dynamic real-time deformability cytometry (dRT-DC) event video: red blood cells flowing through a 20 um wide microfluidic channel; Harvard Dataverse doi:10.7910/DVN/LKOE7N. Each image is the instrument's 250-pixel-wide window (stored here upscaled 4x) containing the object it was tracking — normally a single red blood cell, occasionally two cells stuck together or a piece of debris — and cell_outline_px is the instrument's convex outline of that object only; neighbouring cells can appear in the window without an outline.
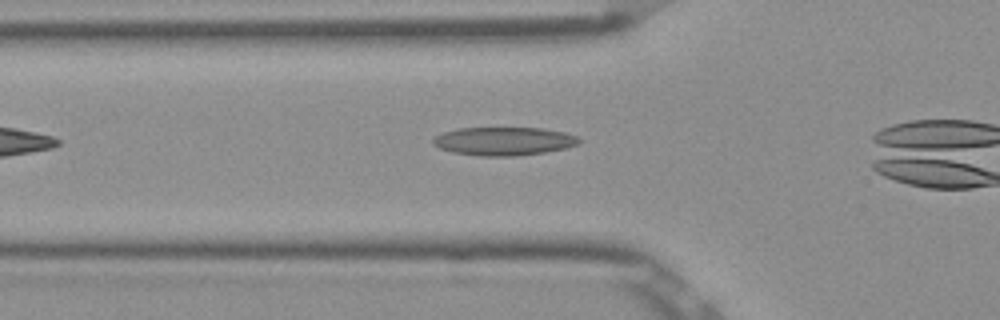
{"species": "Egyptian fruit bat (a non-hibernating species)", "species_latin": "Rousettus aegyptiacus", "temperature_condition": "room temperature", "stored_images_in_passage": 38, "camera_frame_rate_fps": 3000, "um_per_image_px": 0.085, "frame": {"image": 1, "passage_image": 14, "time_ms": 4.333, "image_size_px": [1000, 320], "cell_outline_px": [[580, 144], [564, 148], [544, 152], [516, 156], [480, 156], [452, 152], [440, 148], [432, 144], [432, 140], [436, 136], [444, 132], [460, 128], [544, 128], [564, 132], [576, 136], [580, 140]], "centroid_in_image_um": [42.82, 12.0], "position_along_channel_um": 83.0, "area_um2": 24.04}}
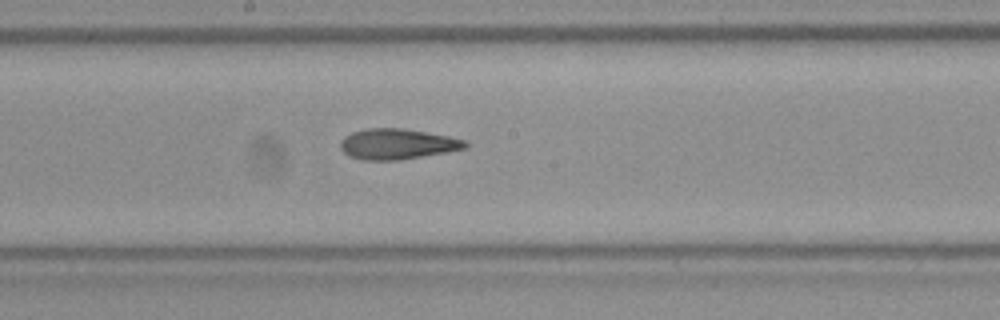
{"frame": {"image": 2, "passage_image": 24, "time_ms": 7.667, "image_size_px": [1000, 320], "cell_outline_px": [[468, 144], [464, 148], [444, 152], [400, 160], [360, 160], [348, 156], [340, 148], [340, 140], [344, 136], [352, 132], [368, 128], [400, 128], [448, 136], [468, 140]], "centroid_in_image_um": [33.71, 12.24], "position_along_channel_um": 214.5, "area_um2": 22.14}}
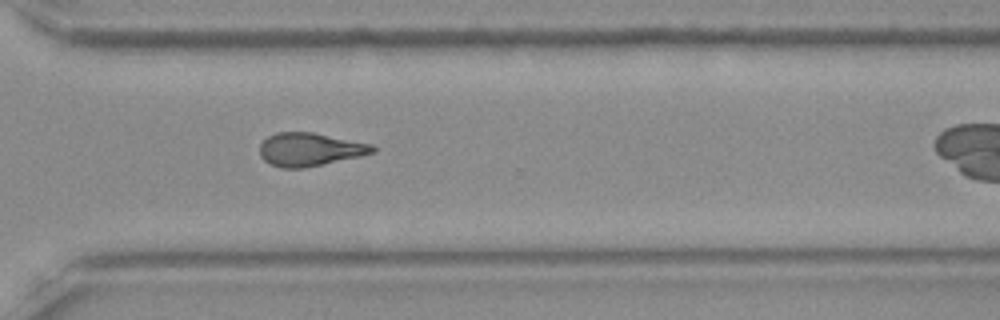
{"frame": {"image": 3, "passage_image": 34, "time_ms": 11.0, "image_size_px": [1000, 320], "cell_outline_px": [[376, 152], [360, 156], [304, 168], [280, 168], [268, 164], [260, 156], [260, 144], [268, 136], [276, 132], [312, 132], [372, 144], [376, 148]], "centroid_in_image_um": [26.31, 12.7], "position_along_channel_um": 344.3, "area_um2": 21.91}}